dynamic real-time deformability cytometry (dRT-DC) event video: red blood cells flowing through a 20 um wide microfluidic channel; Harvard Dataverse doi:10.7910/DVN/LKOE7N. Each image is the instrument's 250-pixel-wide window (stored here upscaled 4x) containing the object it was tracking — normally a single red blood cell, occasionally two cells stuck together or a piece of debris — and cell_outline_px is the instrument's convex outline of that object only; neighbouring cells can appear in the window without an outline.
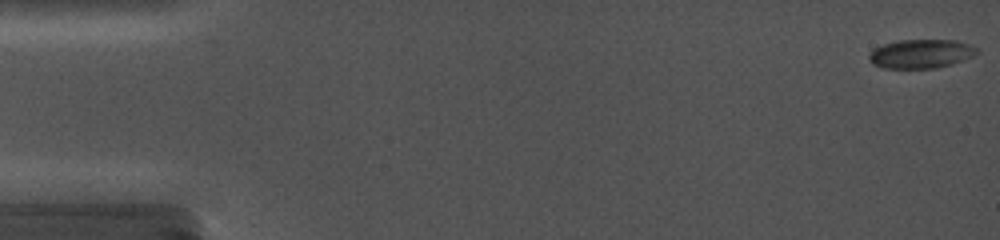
{"species": "common noctule bat (a hibernating species)", "species_latin": "Nyctalus noctula", "temperature_condition": "cold", "stored_images_in_passage": 22, "camera_frame_rate_fps": 5000, "um_per_image_px": 0.085, "animal": {"sex": "female", "body_mass_g": 19.0, "forearm_length_mm": 56.7}, "frame": {"image": 1, "passage_image": 1, "time_ms": 0.0, "image_size_px": [1000, 240], "cell_outline_px": [[980, 52], [972, 56], [952, 64], [936, 68], [884, 68], [872, 64], [868, 60], [868, 52], [884, 44], [900, 40], [956, 40], [968, 44], [976, 48]], "centroid_in_image_um": [78.25, 4.57], "position_along_channel_um": 6.7, "area_um2": 18.15}}